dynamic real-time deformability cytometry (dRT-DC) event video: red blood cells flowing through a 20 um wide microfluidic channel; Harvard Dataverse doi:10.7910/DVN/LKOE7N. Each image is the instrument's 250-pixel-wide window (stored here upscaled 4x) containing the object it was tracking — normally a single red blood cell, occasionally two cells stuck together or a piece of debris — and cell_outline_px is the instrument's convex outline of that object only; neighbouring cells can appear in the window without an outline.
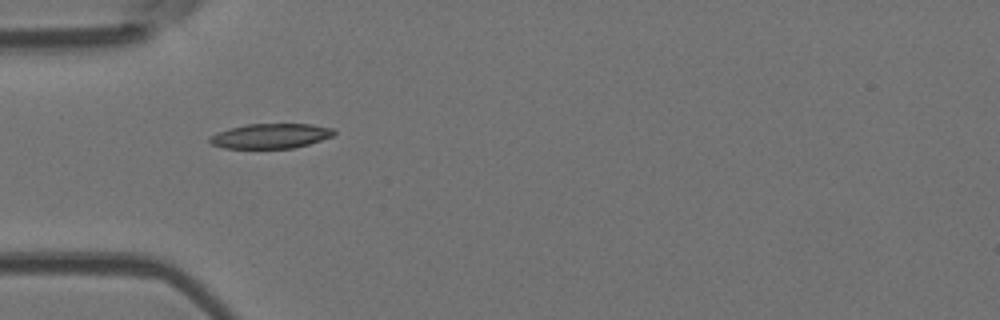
{"species": "Egyptian fruit bat (a non-hibernating species)", "species_latin": "Rousettus aegyptiacus", "temperature_condition": "room temperature", "stored_images_in_passage": 5, "camera_frame_rate_fps": 3000, "um_per_image_px": 0.085, "animal": {"sex": "female"}, "frame": {"image": 1, "passage_image": 1, "time_ms": 0.0, "image_size_px": [1000, 320], "cell_outline_px": [[336, 132], [332, 136], [308, 144], [292, 148], [224, 148], [212, 144], [208, 140], [216, 132], [248, 124], [312, 124], [332, 128]], "centroid_in_image_um": [23.01, 11.55], "position_along_channel_um": 62.0, "area_um2": 17.74}}
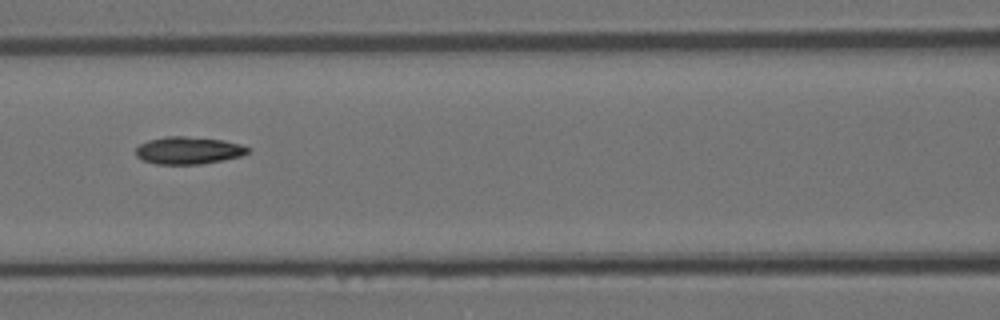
{"frame": {"image": 2, "passage_image": 3, "time_ms": 2.333, "image_size_px": [1000, 320], "cell_outline_px": [[252, 148], [248, 152], [240, 156], [200, 164], [156, 164], [144, 160], [136, 156], [136, 148], [140, 144], [148, 140], [168, 136], [184, 136], [224, 140], [240, 144]], "centroid_in_image_um": [16.01, 12.78], "position_along_channel_um": 150.6, "area_um2": 17.74}}
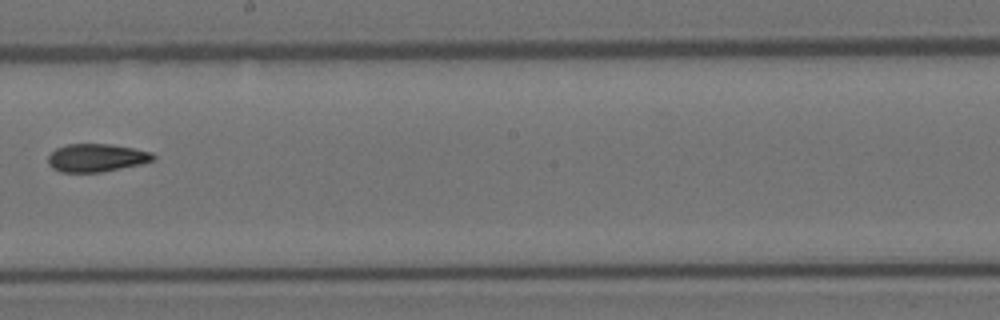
{"frame": {"image": 3, "passage_image": 5, "time_ms": 4.667, "image_size_px": [1000, 320], "cell_outline_px": [[156, 160], [140, 164], [100, 172], [60, 172], [52, 168], [48, 164], [48, 156], [56, 148], [68, 144], [112, 144], [152, 152], [156, 156]], "centroid_in_image_um": [8.2, 13.41], "position_along_channel_um": 240.0, "area_um2": 17.17}}